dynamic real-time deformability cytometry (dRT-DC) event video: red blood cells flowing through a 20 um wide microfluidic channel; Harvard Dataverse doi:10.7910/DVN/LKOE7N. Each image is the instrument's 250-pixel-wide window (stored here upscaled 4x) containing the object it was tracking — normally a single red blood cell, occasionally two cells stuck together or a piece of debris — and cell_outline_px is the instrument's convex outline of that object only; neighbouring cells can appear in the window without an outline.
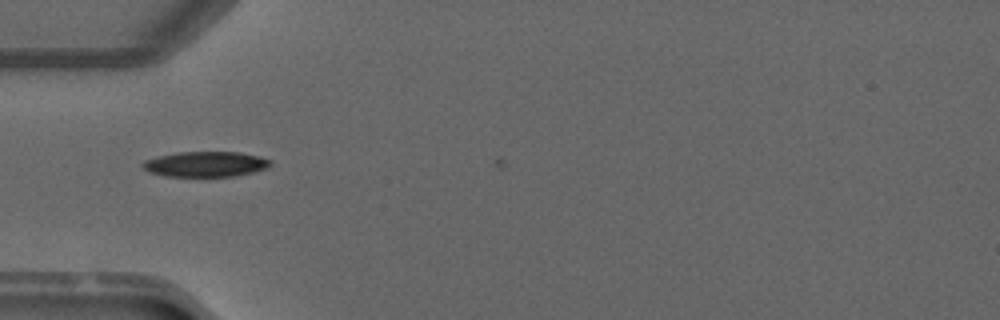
{"species": "common noctule bat (a hibernating species)", "species_latin": "Nyctalus noctula", "temperature_condition": "warm", "stored_images_in_passage": 3, "camera_frame_rate_fps": 3000, "um_per_image_px": 0.085, "animal": {"sex": "male", "forearm_length_mm": 52.5}, "frame": {"image": 1, "passage_image": 2, "time_ms": 0.333, "image_size_px": [1000, 320], "cell_outline_px": [[272, 164], [264, 168], [252, 172], [232, 176], [168, 176], [152, 172], [144, 168], [140, 164], [144, 160], [156, 156], [180, 152], [240, 152], [260, 156], [272, 160]], "centroid_in_image_um": [17.48, 13.93], "position_along_channel_um": 67.5, "area_um2": 18.67}}